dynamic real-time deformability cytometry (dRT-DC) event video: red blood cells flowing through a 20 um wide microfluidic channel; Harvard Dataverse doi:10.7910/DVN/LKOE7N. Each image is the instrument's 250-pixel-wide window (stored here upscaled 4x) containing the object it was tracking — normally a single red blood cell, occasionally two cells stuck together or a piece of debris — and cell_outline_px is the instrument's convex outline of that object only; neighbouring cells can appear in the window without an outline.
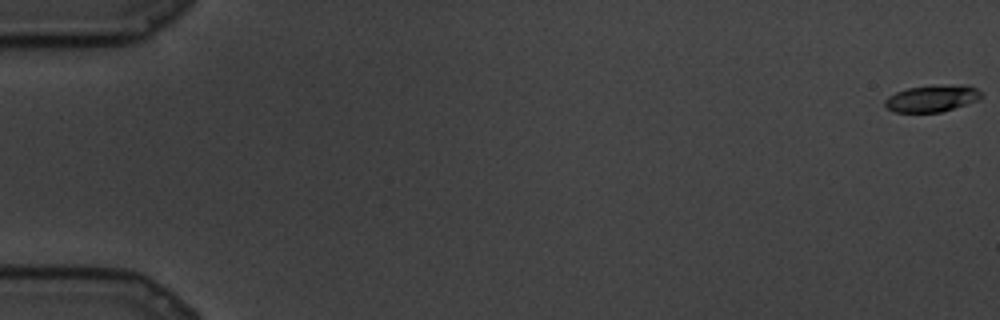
{"species": "common noctule bat (a hibernating species)", "species_latin": "Nyctalus noctula", "temperature_condition": "cold", "stored_images_in_passage": 26, "camera_frame_rate_fps": 3000, "um_per_image_px": 0.085, "animal": {"sex": "male", "body_mass_g": 19.5, "forearm_length_mm": 54.6}, "frame": {"image": 1, "passage_image": 1, "time_ms": 0.0, "image_size_px": [1000, 320], "cell_outline_px": [[984, 96], [980, 100], [940, 112], [892, 112], [884, 104], [884, 100], [888, 96], [896, 92], [908, 88], [964, 84], [968, 84], [976, 88]], "centroid_in_image_um": [79.25, 8.37], "position_along_channel_um": 5.7, "area_um2": 14.97}}
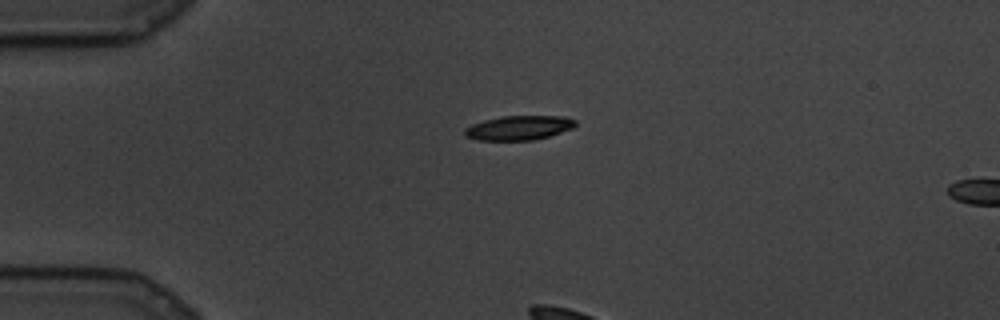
{"frame": {"image": 2, "passage_image": 22, "time_ms": 7.0, "image_size_px": [1000, 320], "cell_outline_px": [[576, 124], [572, 128], [548, 136], [532, 140], [476, 140], [464, 136], [464, 128], [472, 124], [484, 120], [500, 116], [564, 116], [576, 120]], "centroid_in_image_um": [44.06, 10.86], "position_along_channel_um": 40.9, "area_um2": 15.72}}